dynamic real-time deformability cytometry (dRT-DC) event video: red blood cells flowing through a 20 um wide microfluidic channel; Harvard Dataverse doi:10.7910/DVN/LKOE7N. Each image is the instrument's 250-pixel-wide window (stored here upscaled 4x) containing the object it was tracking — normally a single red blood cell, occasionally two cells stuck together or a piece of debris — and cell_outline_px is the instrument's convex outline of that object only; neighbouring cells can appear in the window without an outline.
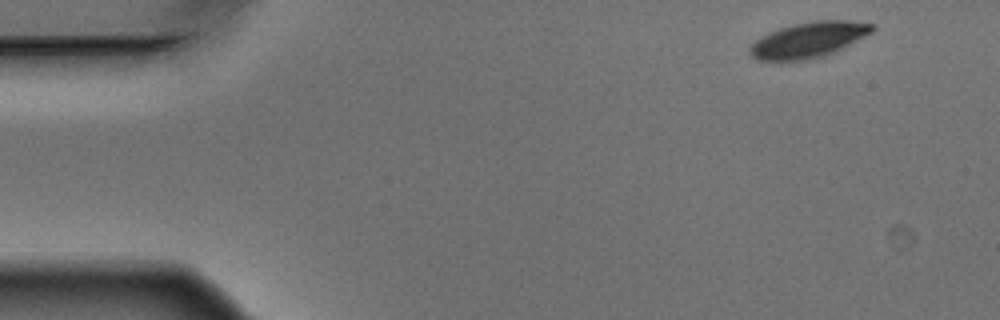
{"species": "Egyptian fruit bat (a non-hibernating species)", "species_latin": "Rousettus aegyptiacus", "temperature_condition": "warm", "stored_images_in_passage": 4, "camera_frame_rate_fps": 3000, "um_per_image_px": 0.085, "animal": {"sex": "male"}, "frame": {"image": 1, "passage_image": 1, "time_ms": 0.0, "image_size_px": [1000, 320], "cell_outline_px": [[876, 28], [872, 32], [824, 56], [804, 60], [756, 60], [748, 52], [748, 48], [756, 40], [780, 28], [796, 24], [816, 20], [848, 20], [876, 24]], "centroid_in_image_um": [68.74, 3.38], "position_along_channel_um": 16.3, "area_um2": 24.85}}
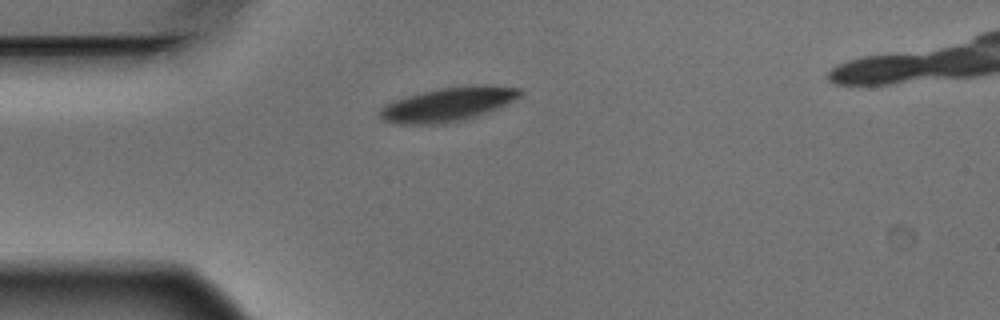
{"frame": {"image": 2, "passage_image": 4, "time_ms": 1.0, "image_size_px": [1000, 320], "cell_outline_px": [[524, 92], [520, 96], [488, 112], [476, 116], [460, 120], [436, 124], [396, 124], [384, 120], [376, 112], [384, 104], [392, 100], [404, 96], [440, 88], [472, 84], [484, 84], [520, 88]], "centroid_in_image_um": [38.03, 8.85], "position_along_channel_um": 47.0, "area_um2": 27.86}}